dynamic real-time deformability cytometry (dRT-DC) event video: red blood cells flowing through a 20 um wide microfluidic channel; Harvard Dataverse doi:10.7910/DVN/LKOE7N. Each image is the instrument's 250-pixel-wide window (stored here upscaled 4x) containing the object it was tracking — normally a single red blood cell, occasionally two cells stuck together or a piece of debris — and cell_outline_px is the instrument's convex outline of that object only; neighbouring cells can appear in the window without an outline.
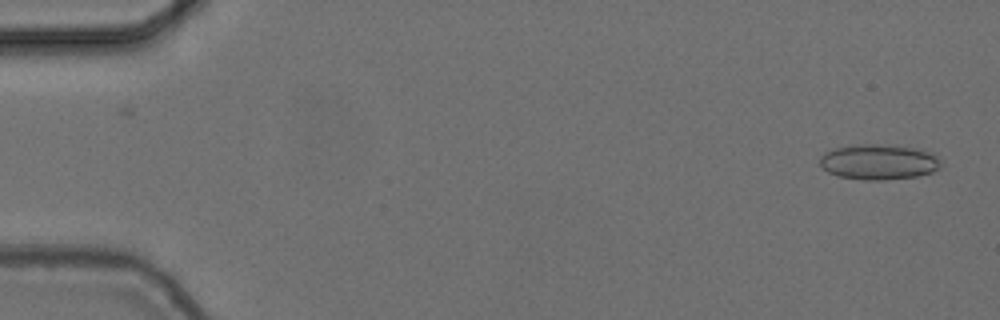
{"species": "common noctule bat (a hibernating species)", "species_latin": "Nyctalus noctula", "temperature_condition": "cold", "stored_images_in_passage": 54, "camera_frame_rate_fps": 3000, "um_per_image_px": 0.085, "animal": {"sex": "female", "body_mass_g": 24.6, "forearm_length_mm": 56.2}, "frame": {"image": 1, "passage_image": 1, "time_ms": 0.0, "image_size_px": [1000, 320], "cell_outline_px": [[940, 164], [932, 172], [916, 176], [884, 180], [864, 180], [840, 176], [828, 172], [820, 164], [820, 156], [824, 152], [836, 148], [856, 144], [876, 144], [920, 148], [936, 152], [940, 160]], "centroid_in_image_um": [74.72, 13.75], "position_along_channel_um": 10.3, "area_um2": 25.03}}
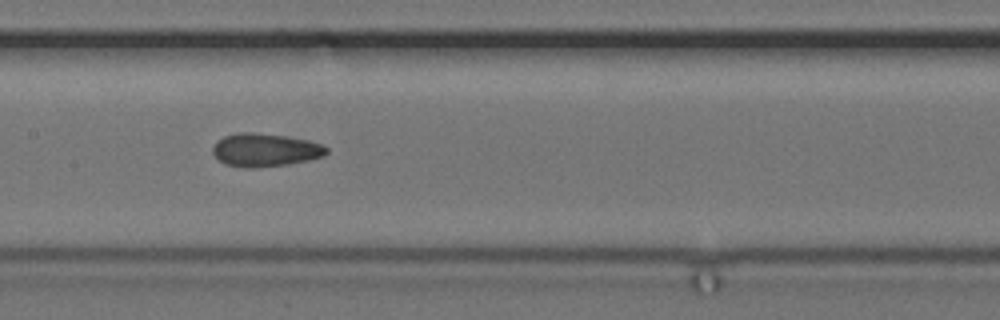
{"frame": {"image": 2, "passage_image": 26, "time_ms": 8.333, "image_size_px": [1000, 320], "cell_outline_px": [[328, 152], [324, 156], [284, 164], [256, 168], [244, 168], [224, 164], [212, 152], [212, 148], [216, 140], [224, 136], [236, 132], [252, 132], [284, 136], [308, 140], [320, 144], [328, 148]], "centroid_in_image_um": [22.48, 12.74], "position_along_channel_um": 184.9, "area_um2": 21.85}}
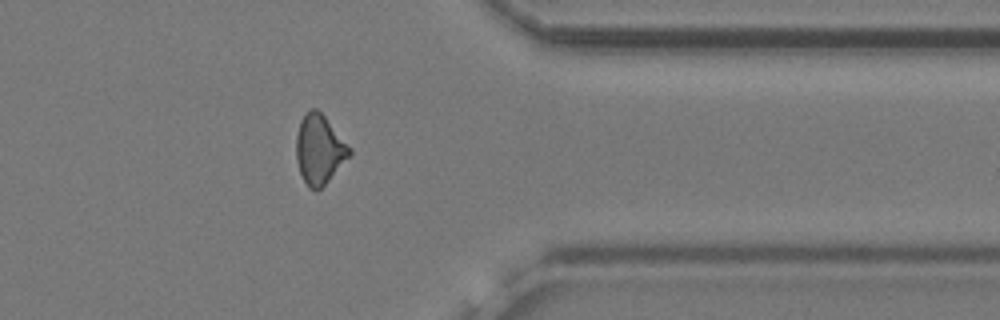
{"frame": {"image": 3, "passage_image": 43, "time_ms": 14.0, "image_size_px": [1000, 320], "cell_outline_px": [[352, 152], [328, 180], [316, 192], [308, 188], [300, 172], [296, 160], [296, 136], [300, 120], [312, 108], [316, 108], [324, 116], [352, 148]], "centroid_in_image_um": [27.13, 12.7], "position_along_channel_um": 384.3, "area_um2": 21.21}, "authors_computed_cell_mechanics": {"area_um2": 21.386, "velocity_mm_per_s": 3.7366, "shape_relaxation_time_tau1_ms": 6.7229, "shape_relaxation_time_tau2_ms": 2.1735, "deformation_change_tau1": 0.1354, "deformation_change_tau2": 0.0883}}